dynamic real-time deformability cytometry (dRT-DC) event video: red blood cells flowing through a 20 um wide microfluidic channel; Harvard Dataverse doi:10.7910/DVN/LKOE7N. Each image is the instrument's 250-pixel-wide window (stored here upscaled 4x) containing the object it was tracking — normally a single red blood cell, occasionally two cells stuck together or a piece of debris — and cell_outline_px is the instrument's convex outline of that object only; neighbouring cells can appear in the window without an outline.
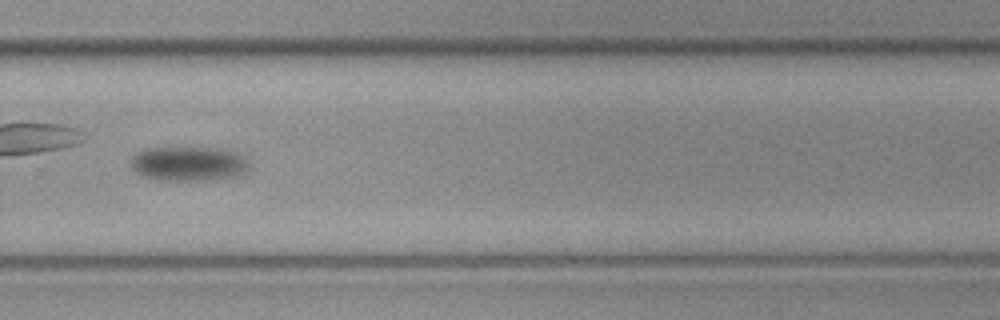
{"species": "common noctule bat (a hibernating species)", "species_latin": "Nyctalus noctula", "temperature_condition": "cold", "stored_images_in_passage": 45, "camera_frame_rate_fps": 3000, "um_per_image_px": 0.085, "animal": {"sex": "female", "body_mass_g": 19.3, "forearm_length_mm": 54.1}, "frame": {"image": 1, "passage_image": 34, "time_ms": 11.0, "image_size_px": [1000, 320], "cell_outline_px": [[248, 168], [244, 172], [236, 176], [200, 180], [160, 180], [140, 176], [128, 164], [132, 156], [136, 152], [148, 148], [224, 148], [240, 152], [244, 156], [248, 164]], "centroid_in_image_um": [15.99, 13.9], "position_along_channel_um": 313.8, "area_um2": 23.99}}
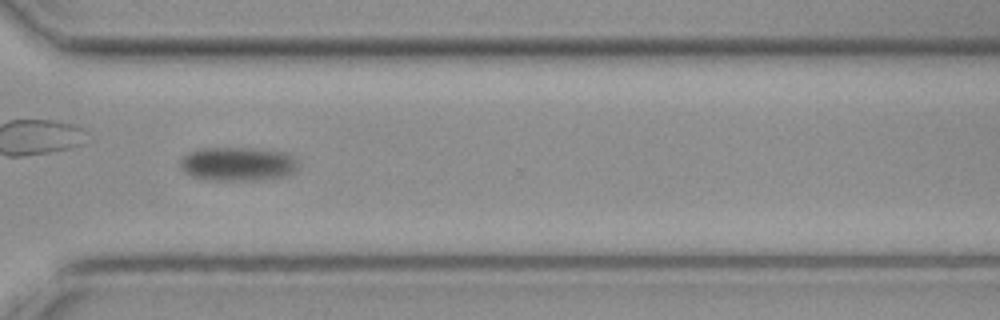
{"frame": {"image": 2, "passage_image": 37, "time_ms": 12.0, "image_size_px": [1000, 320], "cell_outline_px": [[300, 168], [296, 172], [288, 176], [256, 180], [208, 180], [192, 176], [184, 172], [180, 168], [180, 160], [188, 152], [200, 148], [256, 148], [288, 152], [296, 160]], "centroid_in_image_um": [20.25, 13.93], "position_along_channel_um": 350.3, "area_um2": 23.76}}
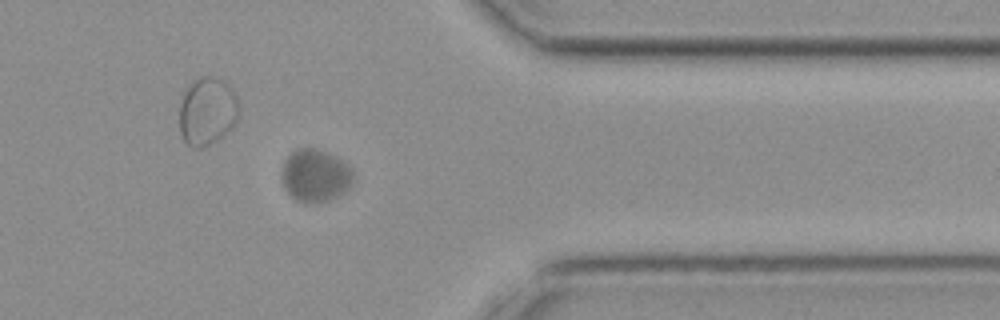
{"frame": {"image": 3, "passage_image": 41, "time_ms": 13.333, "image_size_px": [1000, 320], "cell_outline_px": [[352, 184], [344, 192], [328, 200], [312, 204], [304, 204], [296, 200], [284, 188], [280, 176], [284, 160], [292, 152], [300, 148], [316, 148], [328, 152], [348, 164], [352, 168]], "centroid_in_image_um": [26.78, 14.93], "position_along_channel_um": 384.6, "area_um2": 22.14}}